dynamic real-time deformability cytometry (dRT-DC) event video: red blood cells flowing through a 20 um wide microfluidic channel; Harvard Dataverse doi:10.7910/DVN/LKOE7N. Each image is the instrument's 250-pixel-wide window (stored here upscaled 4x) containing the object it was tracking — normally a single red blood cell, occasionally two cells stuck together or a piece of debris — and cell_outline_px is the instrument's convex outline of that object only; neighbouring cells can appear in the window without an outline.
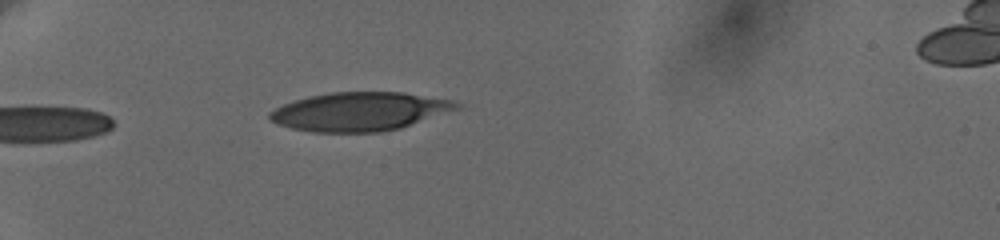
{"species": "human", "species_latin": "Homo sapiens", "temperature_condition": "cold", "stored_images_in_passage": 23, "camera_frame_rate_fps": 3000, "um_per_image_px": 0.085, "donor": {"sex": "female"}, "frame": {"image": 1, "passage_image": 1, "time_ms": 0.0, "image_size_px": [1000, 240], "cell_outline_px": [[460, 108], [400, 128], [380, 132], [312, 132], [292, 128], [280, 124], [272, 120], [268, 116], [268, 112], [284, 104], [308, 96], [332, 92], [404, 92], [452, 100], [460, 104]], "centroid_in_image_um": [30.58, 9.47], "position_along_channel_um": 54.4, "area_um2": 41.79}}
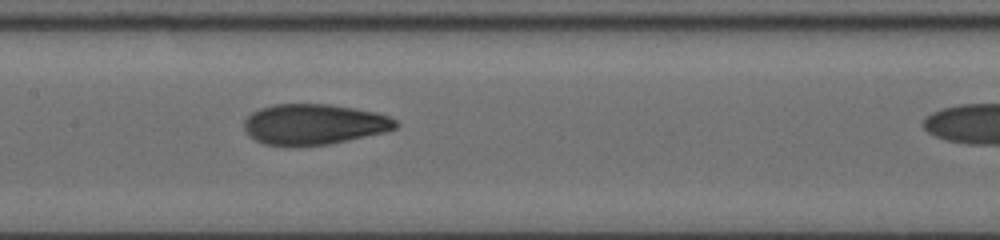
{"frame": {"image": 2, "passage_image": 9, "time_ms": 2.667, "image_size_px": [1000, 240], "cell_outline_px": [[396, 128], [384, 132], [328, 144], [296, 148], [264, 144], [248, 136], [244, 128], [244, 120], [252, 112], [260, 108], [276, 104], [328, 104], [376, 112], [388, 116], [396, 120]], "centroid_in_image_um": [26.63, 10.59], "position_along_channel_um": 180.8, "area_um2": 36.07}}
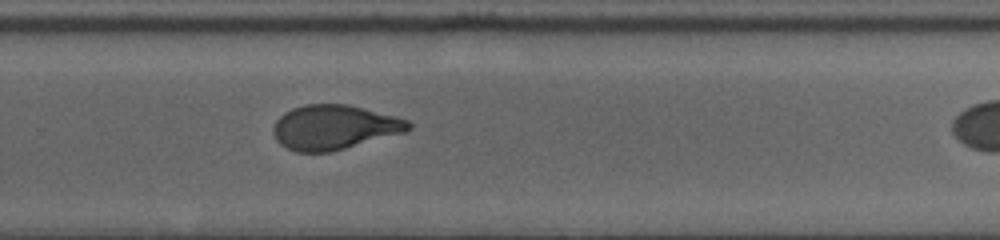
{"frame": {"image": 3, "passage_image": 19, "time_ms": 6.0, "image_size_px": [1000, 240], "cell_outline_px": [[412, 128], [404, 132], [344, 148], [328, 152], [296, 152], [280, 144], [276, 140], [272, 128], [276, 120], [284, 112], [292, 108], [304, 104], [348, 104], [408, 120], [412, 124]], "centroid_in_image_um": [28.36, 10.81], "position_along_channel_um": 301.4, "area_um2": 34.8}}